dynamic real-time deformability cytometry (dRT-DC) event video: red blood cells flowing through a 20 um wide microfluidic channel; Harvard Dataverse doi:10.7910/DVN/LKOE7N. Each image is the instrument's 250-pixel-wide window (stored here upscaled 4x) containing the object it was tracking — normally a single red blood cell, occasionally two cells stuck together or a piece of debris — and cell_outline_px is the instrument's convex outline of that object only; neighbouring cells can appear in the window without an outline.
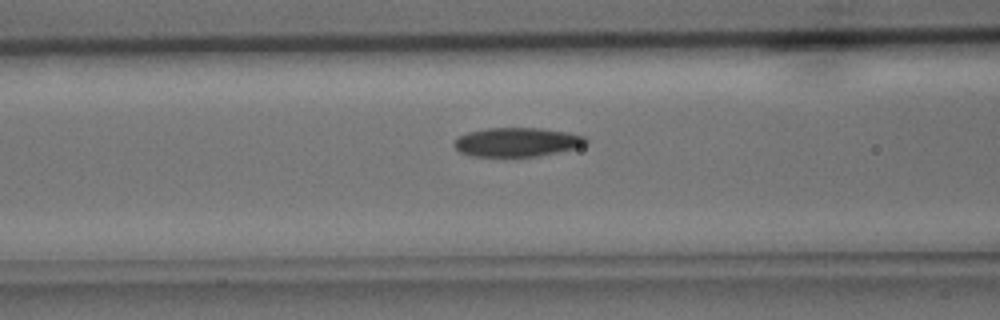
{"species": "common noctule bat (a hibernating species)", "species_latin": "Nyctalus noctula", "temperature_condition": "cold", "stored_images_in_passage": 32, "camera_frame_rate_fps": 3000, "um_per_image_px": 0.085, "animal": {"sex": "male", "body_mass_g": 15.6}, "frame": {"image": 1, "passage_image": 14, "time_ms": 4.333, "image_size_px": [1000, 320], "cell_outline_px": [[588, 140], [584, 144], [576, 148], [536, 156], [472, 156], [460, 152], [452, 144], [460, 136], [468, 132], [488, 128], [540, 128], [568, 132], [584, 136]], "centroid_in_image_um": [43.94, 12.07], "position_along_channel_um": 122.7, "area_um2": 22.02}}
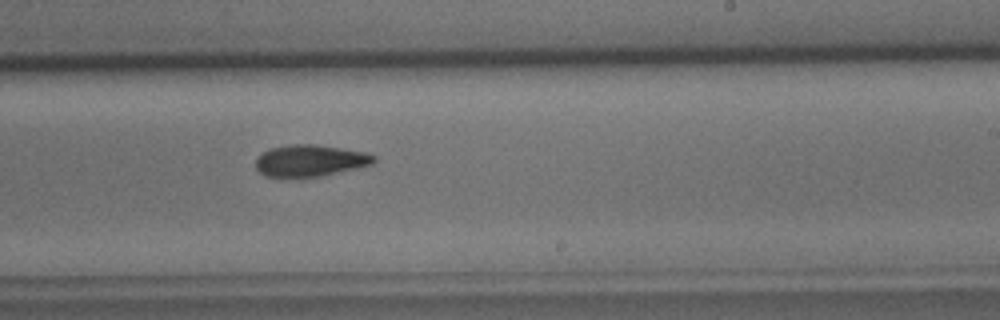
{"frame": {"image": 2, "passage_image": 23, "time_ms": 7.333, "image_size_px": [1000, 320], "cell_outline_px": [[376, 160], [372, 164], [320, 176], [264, 176], [256, 168], [256, 156], [272, 148], [292, 144], [316, 144], [364, 152], [376, 156]], "centroid_in_image_um": [26.35, 13.64], "position_along_channel_um": 262.7, "area_um2": 21.39}}
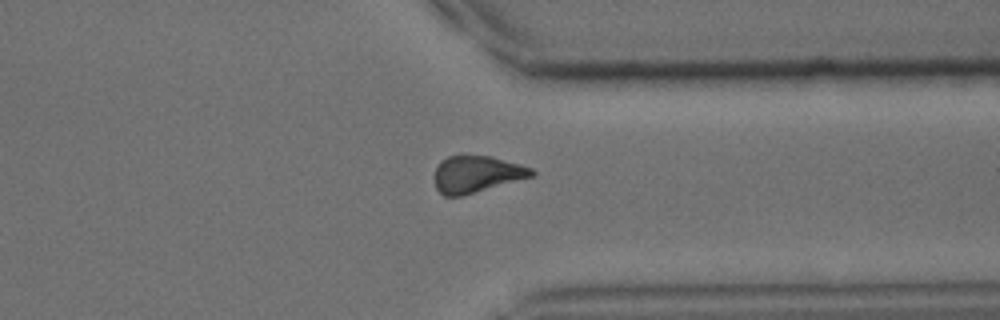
{"frame": {"image": 3, "passage_image": 30, "time_ms": 9.667, "image_size_px": [1000, 320], "cell_outline_px": [[536, 172], [532, 176], [460, 196], [444, 196], [436, 188], [436, 168], [440, 160], [448, 156], [492, 156], [520, 164], [532, 168]], "centroid_in_image_um": [40.51, 14.79], "position_along_channel_um": 370.9, "area_um2": 20.4}}